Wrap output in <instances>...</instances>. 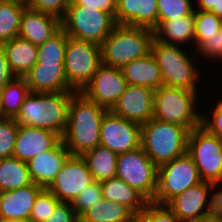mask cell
<instances>
[{
    "label": "cell",
    "mask_w": 222,
    "mask_h": 222,
    "mask_svg": "<svg viewBox=\"0 0 222 222\" xmlns=\"http://www.w3.org/2000/svg\"><path fill=\"white\" fill-rule=\"evenodd\" d=\"M103 199L100 182L93 181L89 184L72 203L74 211L80 217L85 211L93 207L96 203Z\"/></svg>",
    "instance_id": "obj_37"
},
{
    "label": "cell",
    "mask_w": 222,
    "mask_h": 222,
    "mask_svg": "<svg viewBox=\"0 0 222 222\" xmlns=\"http://www.w3.org/2000/svg\"><path fill=\"white\" fill-rule=\"evenodd\" d=\"M189 132L186 127L152 118L141 125V147L159 167L187 153Z\"/></svg>",
    "instance_id": "obj_3"
},
{
    "label": "cell",
    "mask_w": 222,
    "mask_h": 222,
    "mask_svg": "<svg viewBox=\"0 0 222 222\" xmlns=\"http://www.w3.org/2000/svg\"><path fill=\"white\" fill-rule=\"evenodd\" d=\"M212 185L202 181L172 198L166 206L182 222L207 219L212 213Z\"/></svg>",
    "instance_id": "obj_13"
},
{
    "label": "cell",
    "mask_w": 222,
    "mask_h": 222,
    "mask_svg": "<svg viewBox=\"0 0 222 222\" xmlns=\"http://www.w3.org/2000/svg\"><path fill=\"white\" fill-rule=\"evenodd\" d=\"M11 72L24 77L37 63L38 46L19 36L2 44Z\"/></svg>",
    "instance_id": "obj_25"
},
{
    "label": "cell",
    "mask_w": 222,
    "mask_h": 222,
    "mask_svg": "<svg viewBox=\"0 0 222 222\" xmlns=\"http://www.w3.org/2000/svg\"><path fill=\"white\" fill-rule=\"evenodd\" d=\"M116 177L136 189L148 201H153L157 189L158 167L142 147L118 154Z\"/></svg>",
    "instance_id": "obj_11"
},
{
    "label": "cell",
    "mask_w": 222,
    "mask_h": 222,
    "mask_svg": "<svg viewBox=\"0 0 222 222\" xmlns=\"http://www.w3.org/2000/svg\"><path fill=\"white\" fill-rule=\"evenodd\" d=\"M100 186L104 199L126 205L137 216L149 202L141 193L118 177L104 180L100 182Z\"/></svg>",
    "instance_id": "obj_26"
},
{
    "label": "cell",
    "mask_w": 222,
    "mask_h": 222,
    "mask_svg": "<svg viewBox=\"0 0 222 222\" xmlns=\"http://www.w3.org/2000/svg\"><path fill=\"white\" fill-rule=\"evenodd\" d=\"M128 85H136L157 90L163 86L161 70L153 55L132 60L121 68Z\"/></svg>",
    "instance_id": "obj_23"
},
{
    "label": "cell",
    "mask_w": 222,
    "mask_h": 222,
    "mask_svg": "<svg viewBox=\"0 0 222 222\" xmlns=\"http://www.w3.org/2000/svg\"><path fill=\"white\" fill-rule=\"evenodd\" d=\"M100 145L117 155L136 150L141 147V125L108 110L102 119Z\"/></svg>",
    "instance_id": "obj_12"
},
{
    "label": "cell",
    "mask_w": 222,
    "mask_h": 222,
    "mask_svg": "<svg viewBox=\"0 0 222 222\" xmlns=\"http://www.w3.org/2000/svg\"><path fill=\"white\" fill-rule=\"evenodd\" d=\"M0 222H27V221H21V220H10V219H0Z\"/></svg>",
    "instance_id": "obj_48"
},
{
    "label": "cell",
    "mask_w": 222,
    "mask_h": 222,
    "mask_svg": "<svg viewBox=\"0 0 222 222\" xmlns=\"http://www.w3.org/2000/svg\"><path fill=\"white\" fill-rule=\"evenodd\" d=\"M138 216L126 205L102 199L79 217V222H133Z\"/></svg>",
    "instance_id": "obj_27"
},
{
    "label": "cell",
    "mask_w": 222,
    "mask_h": 222,
    "mask_svg": "<svg viewBox=\"0 0 222 222\" xmlns=\"http://www.w3.org/2000/svg\"><path fill=\"white\" fill-rule=\"evenodd\" d=\"M67 34L60 28L45 43L38 46L36 64L64 63Z\"/></svg>",
    "instance_id": "obj_32"
},
{
    "label": "cell",
    "mask_w": 222,
    "mask_h": 222,
    "mask_svg": "<svg viewBox=\"0 0 222 222\" xmlns=\"http://www.w3.org/2000/svg\"><path fill=\"white\" fill-rule=\"evenodd\" d=\"M181 47L160 43L155 39L152 41L151 54L161 70L163 86L198 91L197 84L201 78L196 66L198 55L195 52L190 56Z\"/></svg>",
    "instance_id": "obj_5"
},
{
    "label": "cell",
    "mask_w": 222,
    "mask_h": 222,
    "mask_svg": "<svg viewBox=\"0 0 222 222\" xmlns=\"http://www.w3.org/2000/svg\"><path fill=\"white\" fill-rule=\"evenodd\" d=\"M219 184H220V182H215L212 185V213H211V217L213 219H216V220L222 222V185L221 184L219 185Z\"/></svg>",
    "instance_id": "obj_44"
},
{
    "label": "cell",
    "mask_w": 222,
    "mask_h": 222,
    "mask_svg": "<svg viewBox=\"0 0 222 222\" xmlns=\"http://www.w3.org/2000/svg\"><path fill=\"white\" fill-rule=\"evenodd\" d=\"M102 64L101 46L67 36L64 70L69 86L82 92Z\"/></svg>",
    "instance_id": "obj_8"
},
{
    "label": "cell",
    "mask_w": 222,
    "mask_h": 222,
    "mask_svg": "<svg viewBox=\"0 0 222 222\" xmlns=\"http://www.w3.org/2000/svg\"><path fill=\"white\" fill-rule=\"evenodd\" d=\"M26 6V2L20 0L0 2V45L19 35L21 15Z\"/></svg>",
    "instance_id": "obj_30"
},
{
    "label": "cell",
    "mask_w": 222,
    "mask_h": 222,
    "mask_svg": "<svg viewBox=\"0 0 222 222\" xmlns=\"http://www.w3.org/2000/svg\"><path fill=\"white\" fill-rule=\"evenodd\" d=\"M60 200L48 189H43L35 199L29 222H43L51 215Z\"/></svg>",
    "instance_id": "obj_35"
},
{
    "label": "cell",
    "mask_w": 222,
    "mask_h": 222,
    "mask_svg": "<svg viewBox=\"0 0 222 222\" xmlns=\"http://www.w3.org/2000/svg\"><path fill=\"white\" fill-rule=\"evenodd\" d=\"M127 85L121 68L102 63L82 93L89 100L111 110L125 92Z\"/></svg>",
    "instance_id": "obj_15"
},
{
    "label": "cell",
    "mask_w": 222,
    "mask_h": 222,
    "mask_svg": "<svg viewBox=\"0 0 222 222\" xmlns=\"http://www.w3.org/2000/svg\"><path fill=\"white\" fill-rule=\"evenodd\" d=\"M32 184L27 162L14 157L0 159V192Z\"/></svg>",
    "instance_id": "obj_29"
},
{
    "label": "cell",
    "mask_w": 222,
    "mask_h": 222,
    "mask_svg": "<svg viewBox=\"0 0 222 222\" xmlns=\"http://www.w3.org/2000/svg\"><path fill=\"white\" fill-rule=\"evenodd\" d=\"M198 6L195 10L210 11L222 18V0H196Z\"/></svg>",
    "instance_id": "obj_46"
},
{
    "label": "cell",
    "mask_w": 222,
    "mask_h": 222,
    "mask_svg": "<svg viewBox=\"0 0 222 222\" xmlns=\"http://www.w3.org/2000/svg\"><path fill=\"white\" fill-rule=\"evenodd\" d=\"M62 137L52 130L33 126H18L12 157L28 162L35 156L53 149Z\"/></svg>",
    "instance_id": "obj_17"
},
{
    "label": "cell",
    "mask_w": 222,
    "mask_h": 222,
    "mask_svg": "<svg viewBox=\"0 0 222 222\" xmlns=\"http://www.w3.org/2000/svg\"><path fill=\"white\" fill-rule=\"evenodd\" d=\"M133 222H143L139 217H137Z\"/></svg>",
    "instance_id": "obj_51"
},
{
    "label": "cell",
    "mask_w": 222,
    "mask_h": 222,
    "mask_svg": "<svg viewBox=\"0 0 222 222\" xmlns=\"http://www.w3.org/2000/svg\"><path fill=\"white\" fill-rule=\"evenodd\" d=\"M196 54L204 56V59L216 61L221 60V30L212 37H209V40H205L197 49Z\"/></svg>",
    "instance_id": "obj_41"
},
{
    "label": "cell",
    "mask_w": 222,
    "mask_h": 222,
    "mask_svg": "<svg viewBox=\"0 0 222 222\" xmlns=\"http://www.w3.org/2000/svg\"><path fill=\"white\" fill-rule=\"evenodd\" d=\"M195 7L192 0H158V21H171L191 15Z\"/></svg>",
    "instance_id": "obj_34"
},
{
    "label": "cell",
    "mask_w": 222,
    "mask_h": 222,
    "mask_svg": "<svg viewBox=\"0 0 222 222\" xmlns=\"http://www.w3.org/2000/svg\"><path fill=\"white\" fill-rule=\"evenodd\" d=\"M43 222H79V217L76 215L72 203L60 201L51 217Z\"/></svg>",
    "instance_id": "obj_42"
},
{
    "label": "cell",
    "mask_w": 222,
    "mask_h": 222,
    "mask_svg": "<svg viewBox=\"0 0 222 222\" xmlns=\"http://www.w3.org/2000/svg\"><path fill=\"white\" fill-rule=\"evenodd\" d=\"M15 77L7 62L5 50L2 45H0V88L10 83Z\"/></svg>",
    "instance_id": "obj_45"
},
{
    "label": "cell",
    "mask_w": 222,
    "mask_h": 222,
    "mask_svg": "<svg viewBox=\"0 0 222 222\" xmlns=\"http://www.w3.org/2000/svg\"><path fill=\"white\" fill-rule=\"evenodd\" d=\"M60 28V19L26 6L21 15L18 36L39 46L45 43Z\"/></svg>",
    "instance_id": "obj_22"
},
{
    "label": "cell",
    "mask_w": 222,
    "mask_h": 222,
    "mask_svg": "<svg viewBox=\"0 0 222 222\" xmlns=\"http://www.w3.org/2000/svg\"><path fill=\"white\" fill-rule=\"evenodd\" d=\"M82 158L95 181L102 182L116 177L118 155L109 148L99 145L85 153Z\"/></svg>",
    "instance_id": "obj_28"
},
{
    "label": "cell",
    "mask_w": 222,
    "mask_h": 222,
    "mask_svg": "<svg viewBox=\"0 0 222 222\" xmlns=\"http://www.w3.org/2000/svg\"><path fill=\"white\" fill-rule=\"evenodd\" d=\"M200 182L198 169L186 153L158 167L157 189L152 202L166 205L172 198Z\"/></svg>",
    "instance_id": "obj_10"
},
{
    "label": "cell",
    "mask_w": 222,
    "mask_h": 222,
    "mask_svg": "<svg viewBox=\"0 0 222 222\" xmlns=\"http://www.w3.org/2000/svg\"><path fill=\"white\" fill-rule=\"evenodd\" d=\"M94 181L82 156H69L55 180L47 188L60 201L73 203L83 189Z\"/></svg>",
    "instance_id": "obj_14"
},
{
    "label": "cell",
    "mask_w": 222,
    "mask_h": 222,
    "mask_svg": "<svg viewBox=\"0 0 222 222\" xmlns=\"http://www.w3.org/2000/svg\"><path fill=\"white\" fill-rule=\"evenodd\" d=\"M23 78L33 93L74 91L68 84L64 63L35 64Z\"/></svg>",
    "instance_id": "obj_18"
},
{
    "label": "cell",
    "mask_w": 222,
    "mask_h": 222,
    "mask_svg": "<svg viewBox=\"0 0 222 222\" xmlns=\"http://www.w3.org/2000/svg\"><path fill=\"white\" fill-rule=\"evenodd\" d=\"M206 222H220V221L213 219L212 217H209L206 219Z\"/></svg>",
    "instance_id": "obj_49"
},
{
    "label": "cell",
    "mask_w": 222,
    "mask_h": 222,
    "mask_svg": "<svg viewBox=\"0 0 222 222\" xmlns=\"http://www.w3.org/2000/svg\"><path fill=\"white\" fill-rule=\"evenodd\" d=\"M195 222H206V219L202 220V221H195Z\"/></svg>",
    "instance_id": "obj_52"
},
{
    "label": "cell",
    "mask_w": 222,
    "mask_h": 222,
    "mask_svg": "<svg viewBox=\"0 0 222 222\" xmlns=\"http://www.w3.org/2000/svg\"><path fill=\"white\" fill-rule=\"evenodd\" d=\"M214 106L215 107L211 109V113L209 112V114H205L202 112L201 126L209 133L222 139V98H219L218 102L215 103Z\"/></svg>",
    "instance_id": "obj_40"
},
{
    "label": "cell",
    "mask_w": 222,
    "mask_h": 222,
    "mask_svg": "<svg viewBox=\"0 0 222 222\" xmlns=\"http://www.w3.org/2000/svg\"><path fill=\"white\" fill-rule=\"evenodd\" d=\"M195 19V50L209 37L222 29V18L210 11L194 10Z\"/></svg>",
    "instance_id": "obj_33"
},
{
    "label": "cell",
    "mask_w": 222,
    "mask_h": 222,
    "mask_svg": "<svg viewBox=\"0 0 222 222\" xmlns=\"http://www.w3.org/2000/svg\"><path fill=\"white\" fill-rule=\"evenodd\" d=\"M29 93V87L23 77H15L10 83L1 88L3 118H15Z\"/></svg>",
    "instance_id": "obj_31"
},
{
    "label": "cell",
    "mask_w": 222,
    "mask_h": 222,
    "mask_svg": "<svg viewBox=\"0 0 222 222\" xmlns=\"http://www.w3.org/2000/svg\"><path fill=\"white\" fill-rule=\"evenodd\" d=\"M3 118V100H2V94H1V88H0V119Z\"/></svg>",
    "instance_id": "obj_47"
},
{
    "label": "cell",
    "mask_w": 222,
    "mask_h": 222,
    "mask_svg": "<svg viewBox=\"0 0 222 222\" xmlns=\"http://www.w3.org/2000/svg\"><path fill=\"white\" fill-rule=\"evenodd\" d=\"M108 109L76 92L70 100L62 142L71 156H83L100 145L102 119Z\"/></svg>",
    "instance_id": "obj_1"
},
{
    "label": "cell",
    "mask_w": 222,
    "mask_h": 222,
    "mask_svg": "<svg viewBox=\"0 0 222 222\" xmlns=\"http://www.w3.org/2000/svg\"><path fill=\"white\" fill-rule=\"evenodd\" d=\"M70 5H79L103 10L110 13L115 18L117 0H71Z\"/></svg>",
    "instance_id": "obj_43"
},
{
    "label": "cell",
    "mask_w": 222,
    "mask_h": 222,
    "mask_svg": "<svg viewBox=\"0 0 222 222\" xmlns=\"http://www.w3.org/2000/svg\"><path fill=\"white\" fill-rule=\"evenodd\" d=\"M154 39L169 45H184L193 42L195 48V19L191 15L173 19L171 21H158L153 29Z\"/></svg>",
    "instance_id": "obj_24"
},
{
    "label": "cell",
    "mask_w": 222,
    "mask_h": 222,
    "mask_svg": "<svg viewBox=\"0 0 222 222\" xmlns=\"http://www.w3.org/2000/svg\"><path fill=\"white\" fill-rule=\"evenodd\" d=\"M143 222H182L166 206L149 201L138 215Z\"/></svg>",
    "instance_id": "obj_38"
},
{
    "label": "cell",
    "mask_w": 222,
    "mask_h": 222,
    "mask_svg": "<svg viewBox=\"0 0 222 222\" xmlns=\"http://www.w3.org/2000/svg\"><path fill=\"white\" fill-rule=\"evenodd\" d=\"M197 100L198 91L161 86L154 92L153 118L191 131L201 126L202 111H197Z\"/></svg>",
    "instance_id": "obj_6"
},
{
    "label": "cell",
    "mask_w": 222,
    "mask_h": 222,
    "mask_svg": "<svg viewBox=\"0 0 222 222\" xmlns=\"http://www.w3.org/2000/svg\"><path fill=\"white\" fill-rule=\"evenodd\" d=\"M69 156L70 152L61 140L53 149L29 160L27 166L32 183L47 189Z\"/></svg>",
    "instance_id": "obj_19"
},
{
    "label": "cell",
    "mask_w": 222,
    "mask_h": 222,
    "mask_svg": "<svg viewBox=\"0 0 222 222\" xmlns=\"http://www.w3.org/2000/svg\"><path fill=\"white\" fill-rule=\"evenodd\" d=\"M187 154L202 181L222 184V139L199 126L189 132Z\"/></svg>",
    "instance_id": "obj_9"
},
{
    "label": "cell",
    "mask_w": 222,
    "mask_h": 222,
    "mask_svg": "<svg viewBox=\"0 0 222 222\" xmlns=\"http://www.w3.org/2000/svg\"><path fill=\"white\" fill-rule=\"evenodd\" d=\"M154 92L147 87L127 85L111 111L140 125L147 123L154 115Z\"/></svg>",
    "instance_id": "obj_16"
},
{
    "label": "cell",
    "mask_w": 222,
    "mask_h": 222,
    "mask_svg": "<svg viewBox=\"0 0 222 222\" xmlns=\"http://www.w3.org/2000/svg\"><path fill=\"white\" fill-rule=\"evenodd\" d=\"M44 188L34 183L0 192V219L29 222L31 210L38 194Z\"/></svg>",
    "instance_id": "obj_20"
},
{
    "label": "cell",
    "mask_w": 222,
    "mask_h": 222,
    "mask_svg": "<svg viewBox=\"0 0 222 222\" xmlns=\"http://www.w3.org/2000/svg\"><path fill=\"white\" fill-rule=\"evenodd\" d=\"M115 18L103 10L69 5L61 20L67 36L101 45L116 26Z\"/></svg>",
    "instance_id": "obj_7"
},
{
    "label": "cell",
    "mask_w": 222,
    "mask_h": 222,
    "mask_svg": "<svg viewBox=\"0 0 222 222\" xmlns=\"http://www.w3.org/2000/svg\"><path fill=\"white\" fill-rule=\"evenodd\" d=\"M153 39V29L117 24L100 45L102 63L122 68L151 53Z\"/></svg>",
    "instance_id": "obj_4"
},
{
    "label": "cell",
    "mask_w": 222,
    "mask_h": 222,
    "mask_svg": "<svg viewBox=\"0 0 222 222\" xmlns=\"http://www.w3.org/2000/svg\"><path fill=\"white\" fill-rule=\"evenodd\" d=\"M75 93V91L30 92L14 119L18 126H33L52 130L62 137L67 127L69 103Z\"/></svg>",
    "instance_id": "obj_2"
},
{
    "label": "cell",
    "mask_w": 222,
    "mask_h": 222,
    "mask_svg": "<svg viewBox=\"0 0 222 222\" xmlns=\"http://www.w3.org/2000/svg\"><path fill=\"white\" fill-rule=\"evenodd\" d=\"M18 131L14 118L0 119V159L12 157Z\"/></svg>",
    "instance_id": "obj_36"
},
{
    "label": "cell",
    "mask_w": 222,
    "mask_h": 222,
    "mask_svg": "<svg viewBox=\"0 0 222 222\" xmlns=\"http://www.w3.org/2000/svg\"><path fill=\"white\" fill-rule=\"evenodd\" d=\"M115 21L154 29L158 24V0H117Z\"/></svg>",
    "instance_id": "obj_21"
},
{
    "label": "cell",
    "mask_w": 222,
    "mask_h": 222,
    "mask_svg": "<svg viewBox=\"0 0 222 222\" xmlns=\"http://www.w3.org/2000/svg\"><path fill=\"white\" fill-rule=\"evenodd\" d=\"M71 0H27L26 5L36 11L52 15L60 20L65 16Z\"/></svg>",
    "instance_id": "obj_39"
},
{
    "label": "cell",
    "mask_w": 222,
    "mask_h": 222,
    "mask_svg": "<svg viewBox=\"0 0 222 222\" xmlns=\"http://www.w3.org/2000/svg\"><path fill=\"white\" fill-rule=\"evenodd\" d=\"M221 60H222V29H221Z\"/></svg>",
    "instance_id": "obj_50"
}]
</instances>
